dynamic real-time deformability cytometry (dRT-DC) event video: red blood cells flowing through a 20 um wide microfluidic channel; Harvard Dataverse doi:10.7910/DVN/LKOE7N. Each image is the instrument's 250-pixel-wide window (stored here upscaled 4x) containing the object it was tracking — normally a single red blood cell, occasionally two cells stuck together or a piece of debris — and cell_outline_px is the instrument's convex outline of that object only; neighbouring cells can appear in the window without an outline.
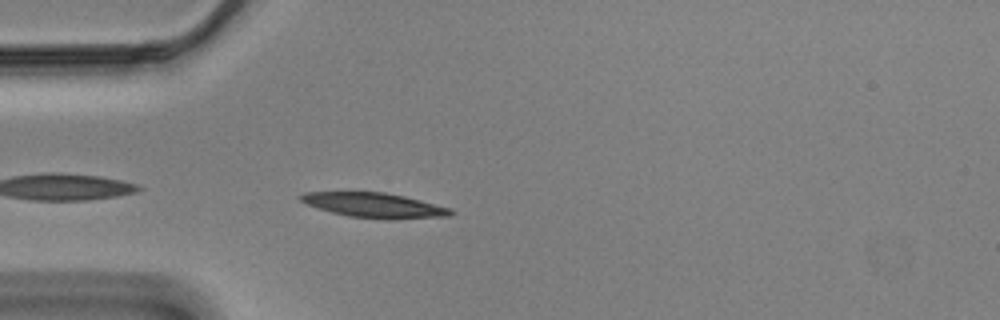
{"species": "Egyptian fruit bat (a non-hibernating species)", "species_latin": "Rousettus aegyptiacus", "temperature_condition": "cold", "stored_images_in_passage": 43, "camera_frame_rate_fps": 3000, "um_per_image_px": 0.085, "animal": {"sex": "male"}, "frame": {"image": 1, "passage_image": 2, "time_ms": 0.333, "image_size_px": [1000, 320], "cell_outline_px": [[456, 212], [452, 216], [348, 216], [332, 212], [308, 204], [300, 200], [296, 196], [304, 192], [352, 188], [384, 192], [404, 196], [452, 208]], "centroid_in_image_um": [31.62, 17.31], "position_along_channel_um": 53.4, "area_um2": 21.5}}
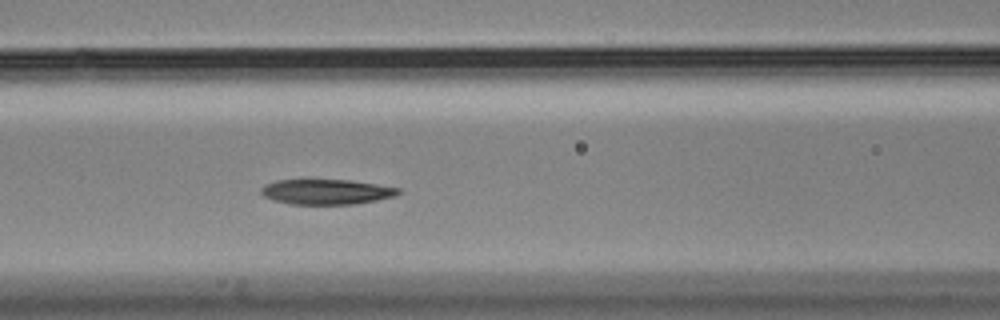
{"frame": {"image": 2, "passage_image": 10, "time_ms": 3.0, "image_size_px": [1000, 320], "cell_outline_px": [[400, 192], [396, 196], [376, 200], [352, 204], [292, 204], [272, 200], [264, 196], [260, 192], [260, 188], [264, 184], [276, 180], [348, 180], [376, 184], [400, 188]], "centroid_in_image_um": [27.71, 16.3], "position_along_channel_um": 138.9, "area_um2": 20.06}}
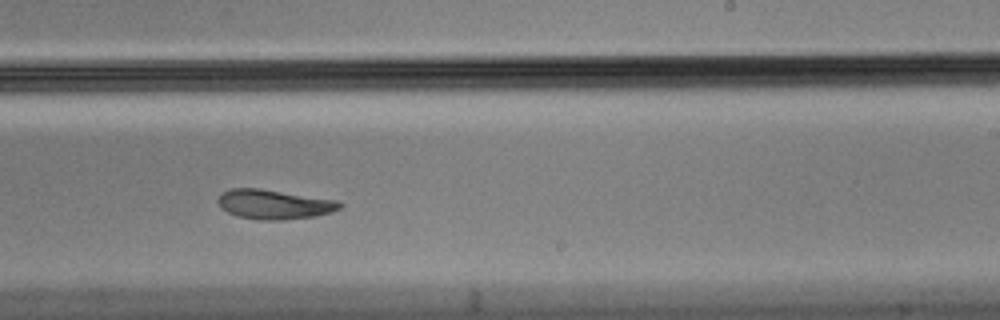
{"frame": {"image": 3, "passage_image": 21, "time_ms": 6.667, "image_size_px": [1000, 320], "cell_outline_px": [[344, 204], [340, 208], [332, 212], [312, 216], [284, 220], [260, 220], [236, 216], [220, 208], [216, 200], [224, 192], [232, 188], [260, 188], [340, 200]], "centroid_in_image_um": [23.32, 17.36], "position_along_channel_um": 265.7, "area_um2": 21.15}, "authors_computed_cell_mechanics": {"area_um2": 21.5016, "velocity_mm_per_s": 3.4687, "shape_relaxation_time_tau1_ms": 5.6366, "shape_relaxation_time_tau2_ms": 5.403, "deformation_change_tau1": 0.1511, "deformation_change_tau2": 0.1172}}